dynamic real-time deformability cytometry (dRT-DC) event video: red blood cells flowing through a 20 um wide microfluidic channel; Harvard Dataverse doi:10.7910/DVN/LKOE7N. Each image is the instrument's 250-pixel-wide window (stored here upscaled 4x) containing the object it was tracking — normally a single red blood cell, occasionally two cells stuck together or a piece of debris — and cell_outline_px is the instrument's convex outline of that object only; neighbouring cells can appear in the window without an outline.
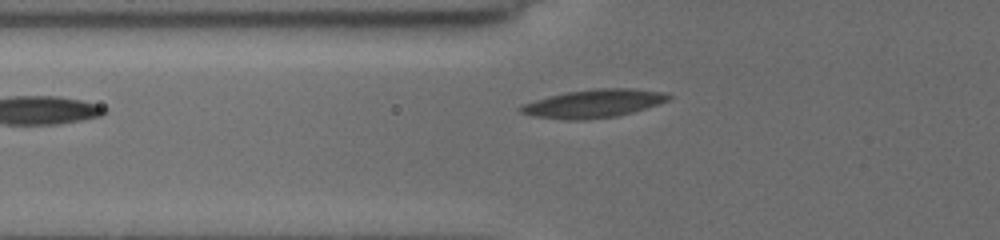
{"species": "common noctule bat (a hibernating species)", "species_latin": "Nyctalus noctula", "temperature_condition": "cold", "stored_images_in_passage": 8, "camera_frame_rate_fps": 3000, "um_per_image_px": 0.085, "animal": {"sex": "female", "body_mass_g": 19.5, "forearm_length_mm": 54.1}, "frame": {"image": 1, "passage_image": 2, "time_ms": 2.0, "image_size_px": [1000, 240], "cell_outline_px": [[672, 96], [668, 100], [632, 112], [616, 116], [584, 120], [568, 120], [536, 116], [520, 112], [516, 108], [520, 104], [548, 96], [568, 92], [596, 88], [632, 88], [664, 92]], "centroid_in_image_um": [50.41, 8.79], "position_along_channel_um": 75.4, "area_um2": 24.16}}
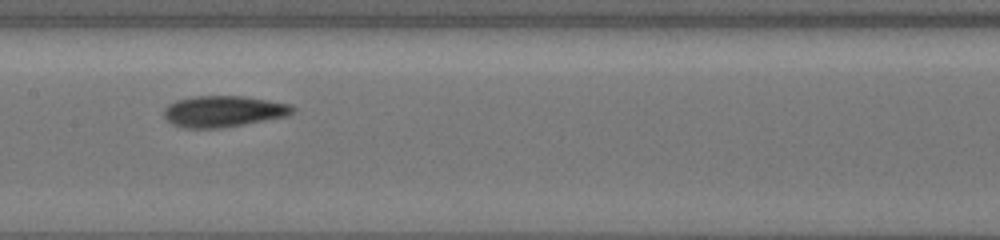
{"frame": {"image": 2, "passage_image": 5, "time_ms": 5.0, "image_size_px": [1000, 240], "cell_outline_px": [[296, 108], [292, 112], [284, 116], [240, 124], [216, 128], [188, 128], [176, 124], [168, 120], [164, 116], [164, 108], [168, 104], [176, 100], [196, 96], [244, 96], [292, 104]], "centroid_in_image_um": [18.98, 9.44], "position_along_channel_um": 188.4, "area_um2": 22.89}}
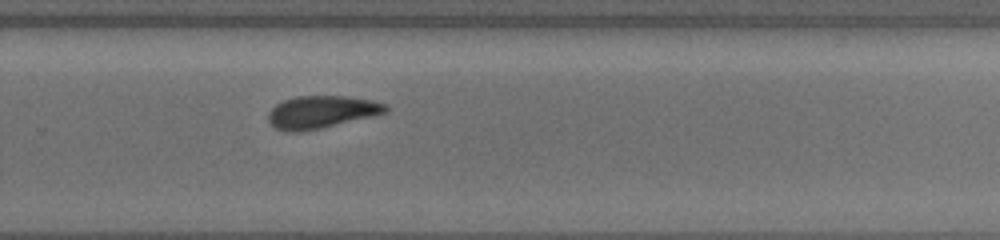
{"frame": {"image": 3, "passage_image": 8, "time_ms": 8.0, "image_size_px": [1000, 240], "cell_outline_px": [[388, 112], [372, 116], [316, 128], [276, 128], [268, 120], [268, 112], [276, 104], [284, 100], [296, 96], [344, 96], [372, 100], [388, 104]], "centroid_in_image_um": [27.39, 9.45], "position_along_channel_um": 302.4, "area_um2": 21.15}}